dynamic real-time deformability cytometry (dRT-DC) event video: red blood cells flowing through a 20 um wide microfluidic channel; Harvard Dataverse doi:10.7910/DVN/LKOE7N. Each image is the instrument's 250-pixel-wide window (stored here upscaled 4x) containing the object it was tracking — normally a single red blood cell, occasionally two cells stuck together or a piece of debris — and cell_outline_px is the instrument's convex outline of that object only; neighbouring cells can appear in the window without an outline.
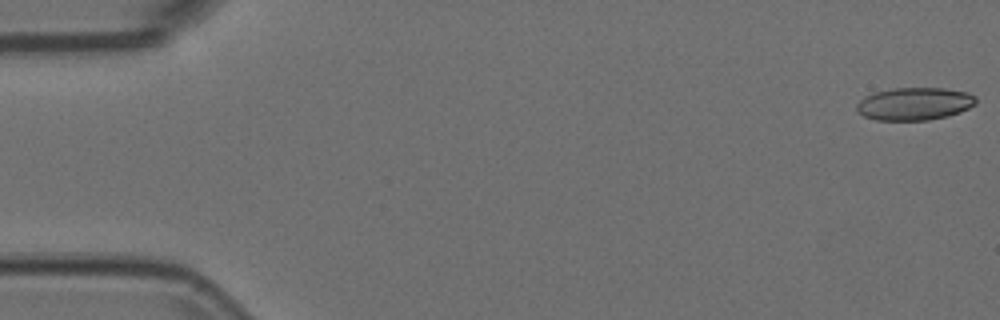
{"species": "Egyptian fruit bat (a non-hibernating species)", "species_latin": "Rousettus aegyptiacus", "temperature_condition": "room temperature", "stored_images_in_passage": 54, "camera_frame_rate_fps": 3000, "um_per_image_px": 0.085, "animal": {"sex": "female"}, "frame": {"image": 1, "passage_image": 1, "time_ms": 0.0, "image_size_px": [1000, 320], "cell_outline_px": [[976, 104], [960, 112], [948, 116], [928, 120], [876, 120], [864, 116], [856, 112], [856, 104], [864, 96], [872, 92], [896, 88], [944, 88], [968, 92], [976, 96]], "centroid_in_image_um": [77.71, 8.82], "position_along_channel_um": 7.3, "area_um2": 22.95}}
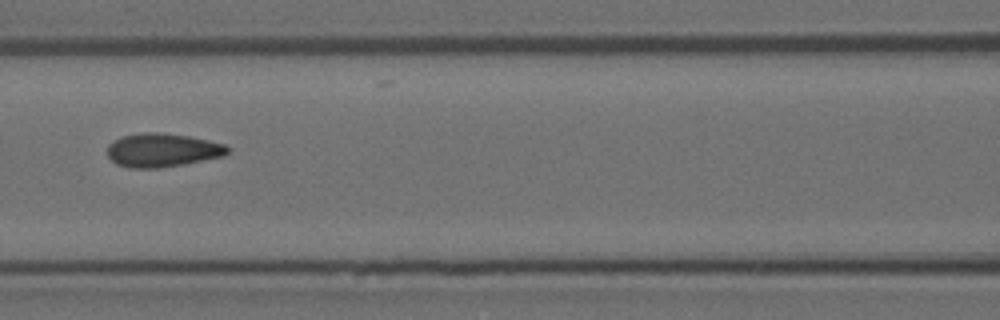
{"frame": {"image": 2, "passage_image": 24, "time_ms": 7.667, "image_size_px": [1000, 320], "cell_outline_px": [[228, 152], [224, 156], [184, 164], [160, 168], [128, 168], [116, 164], [108, 156], [108, 144], [124, 136], [144, 132], [156, 132], [188, 136], [224, 144], [228, 148]], "centroid_in_image_um": [13.79, 12.78], "position_along_channel_um": 152.8, "area_um2": 23.35}}
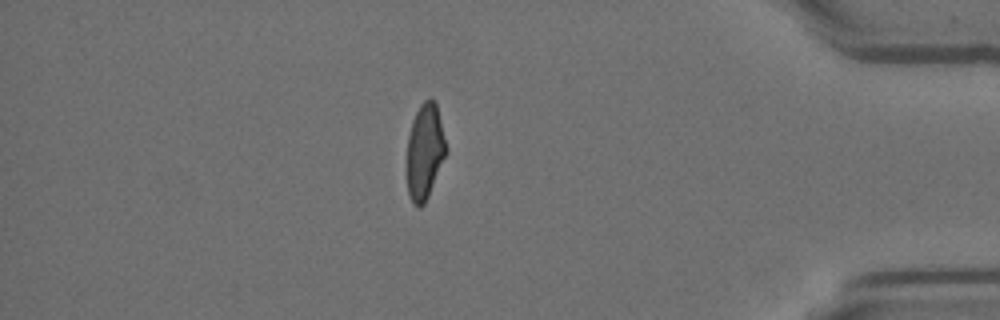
{"frame": {"image": 3, "passage_image": 47, "time_ms": 15.333, "image_size_px": [1000, 320], "cell_outline_px": [[448, 148], [428, 196], [424, 204], [420, 208], [416, 208], [412, 204], [408, 192], [404, 164], [408, 136], [412, 120], [420, 104], [428, 96], [436, 104]], "centroid_in_image_um": [36.06, 12.91], "position_along_channel_um": 399.1, "area_um2": 22.43}}